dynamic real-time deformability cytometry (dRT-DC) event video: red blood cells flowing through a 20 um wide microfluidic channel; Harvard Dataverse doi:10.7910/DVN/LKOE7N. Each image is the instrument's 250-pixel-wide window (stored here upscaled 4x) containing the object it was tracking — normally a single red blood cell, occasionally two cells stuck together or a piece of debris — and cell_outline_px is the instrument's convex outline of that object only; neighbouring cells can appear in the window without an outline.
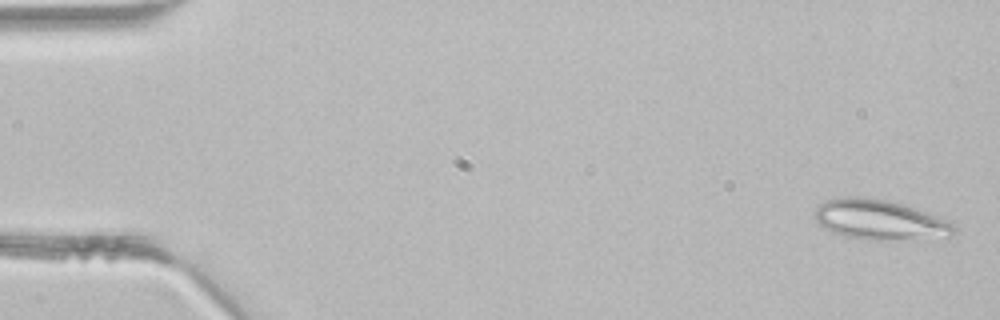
{"species": "common noctule bat (a hibernating species)", "species_latin": "Nyctalus noctula", "temperature_condition": "room temperature", "stored_images_in_passage": 4, "camera_frame_rate_fps": 3000, "um_per_image_px": 0.085, "animal": {"sex": "male", "body_mass_g": 21.5, "forearm_length_mm": 52.0}, "frame": {"image": 1, "passage_image": 1, "time_ms": 0.0, "image_size_px": [1000, 320], "cell_outline_px": [[956, 228], [952, 232], [904, 240], [868, 240], [848, 236], [832, 232], [824, 228], [816, 220], [816, 208], [820, 204], [828, 200], [844, 196], [856, 196], [888, 200], [904, 204], [916, 208], [956, 224]], "centroid_in_image_um": [74.7, 18.65], "position_along_channel_um": 10.3, "area_um2": 31.67}}